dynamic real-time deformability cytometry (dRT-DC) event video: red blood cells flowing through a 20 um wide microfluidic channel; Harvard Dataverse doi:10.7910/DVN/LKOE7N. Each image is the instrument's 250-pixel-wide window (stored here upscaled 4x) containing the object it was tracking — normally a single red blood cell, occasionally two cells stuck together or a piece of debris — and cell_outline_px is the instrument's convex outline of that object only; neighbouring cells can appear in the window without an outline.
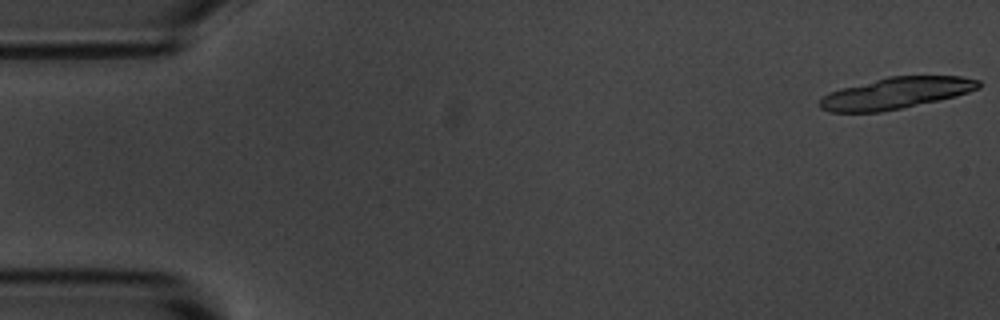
{"species": "common noctule bat (a hibernating species)", "species_latin": "Nyctalus noctula", "temperature_condition": "room temperature", "stored_images_in_passage": 6, "camera_frame_rate_fps": 3000, "um_per_image_px": 0.085, "animal": {"sex": "male", "body_mass_g": 20.1, "forearm_length_mm": 53.5}, "frame": {"image": 1, "passage_image": 1, "time_ms": 0.0, "image_size_px": [1000, 320], "cell_outline_px": [[980, 88], [956, 96], [900, 108], [880, 112], [828, 112], [820, 108], [816, 104], [828, 92], [840, 88], [888, 76], [960, 76], [980, 80]], "centroid_in_image_um": [76.11, 7.91], "position_along_channel_um": 8.9, "area_um2": 29.07}}